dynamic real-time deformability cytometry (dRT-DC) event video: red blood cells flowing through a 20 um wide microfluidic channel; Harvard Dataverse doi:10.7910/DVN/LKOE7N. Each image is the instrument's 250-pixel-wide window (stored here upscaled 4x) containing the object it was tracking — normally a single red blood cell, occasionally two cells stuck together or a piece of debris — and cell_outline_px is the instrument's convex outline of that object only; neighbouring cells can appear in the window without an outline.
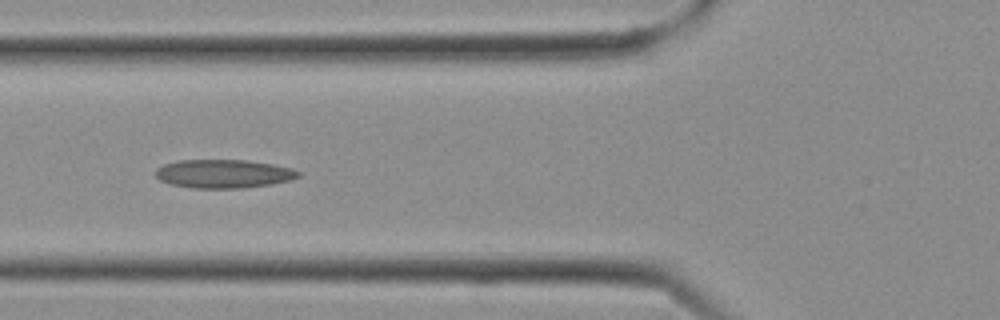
{"species": "Egyptian fruit bat (a non-hibernating species)", "species_latin": "Rousettus aegyptiacus", "temperature_condition": "cold", "stored_images_in_passage": 13, "camera_frame_rate_fps": 3000, "um_per_image_px": 0.085, "frame": {"image": 1, "passage_image": 10, "time_ms": 3.0, "image_size_px": [1000, 320], "cell_outline_px": [[300, 176], [288, 180], [272, 184], [240, 188], [192, 188], [168, 184], [160, 180], [156, 176], [156, 168], [164, 164], [180, 160], [248, 160], [272, 164], [292, 168], [300, 172]], "centroid_in_image_um": [18.98, 14.77], "position_along_channel_um": 106.8, "area_um2": 23.76}}
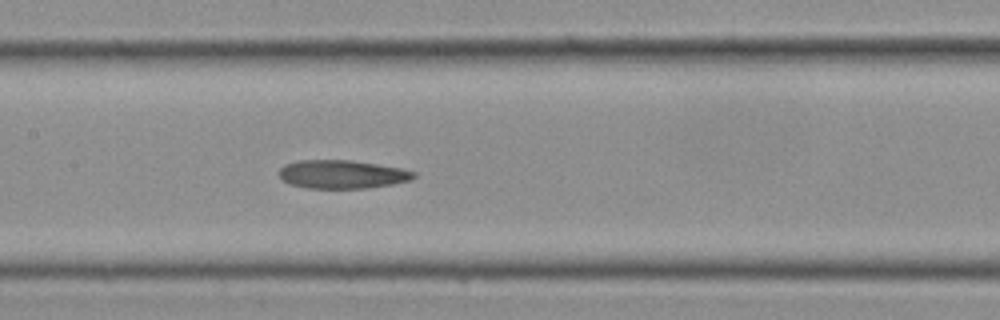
{"frame": {"image": 2, "passage_image": 13, "time_ms": 4.0, "image_size_px": [1000, 320], "cell_outline_px": [[416, 176], [412, 180], [392, 184], [364, 188], [308, 188], [288, 184], [280, 176], [280, 168], [284, 164], [296, 160], [352, 160], [400, 168], [416, 172]], "centroid_in_image_um": [29.07, 14.81], "position_along_channel_um": 178.3, "area_um2": 22.31}}